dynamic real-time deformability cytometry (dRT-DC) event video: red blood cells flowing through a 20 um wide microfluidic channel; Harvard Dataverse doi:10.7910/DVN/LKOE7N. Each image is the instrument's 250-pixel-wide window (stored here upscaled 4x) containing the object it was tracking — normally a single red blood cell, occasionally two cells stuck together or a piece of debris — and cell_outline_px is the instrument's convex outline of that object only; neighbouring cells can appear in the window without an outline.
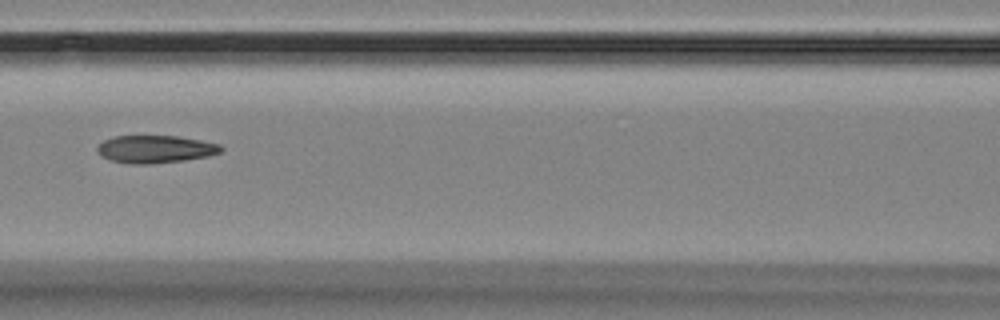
{"species": "Egyptian fruit bat (a non-hibernating species)", "species_latin": "Rousettus aegyptiacus", "temperature_condition": "room temperature", "stored_images_in_passage": 12, "camera_frame_rate_fps": 3000, "um_per_image_px": 0.085, "animal": {"sex": "female"}, "frame": {"image": 1, "passage_image": 6, "time_ms": 6.0, "image_size_px": [1000, 320], "cell_outline_px": [[224, 148], [220, 152], [208, 156], [184, 160], [152, 164], [128, 164], [112, 160], [104, 156], [96, 148], [104, 140], [116, 136], [176, 136], [200, 140], [220, 144]], "centroid_in_image_um": [13.24, 12.68], "position_along_channel_um": 153.4, "area_um2": 19.71}}
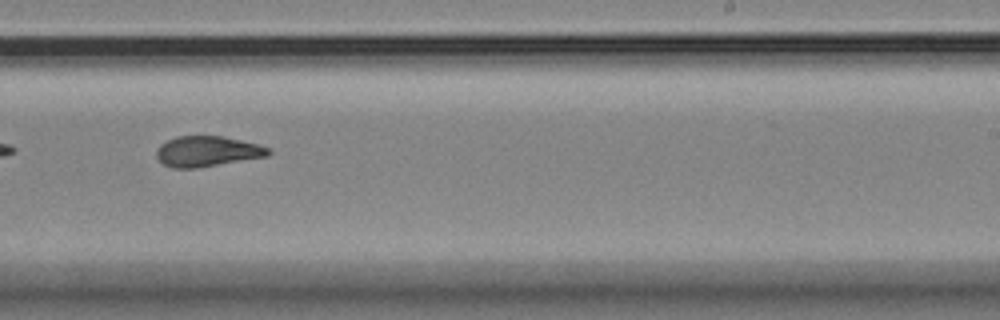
{"frame": {"image": 2, "passage_image": 9, "time_ms": 9.333, "image_size_px": [1000, 320], "cell_outline_px": [[272, 152], [268, 156], [200, 168], [172, 168], [164, 164], [156, 156], [156, 148], [160, 144], [176, 136], [224, 136], [256, 144], [268, 148]], "centroid_in_image_um": [17.6, 12.87], "position_along_channel_um": 271.4, "area_um2": 19.94}}
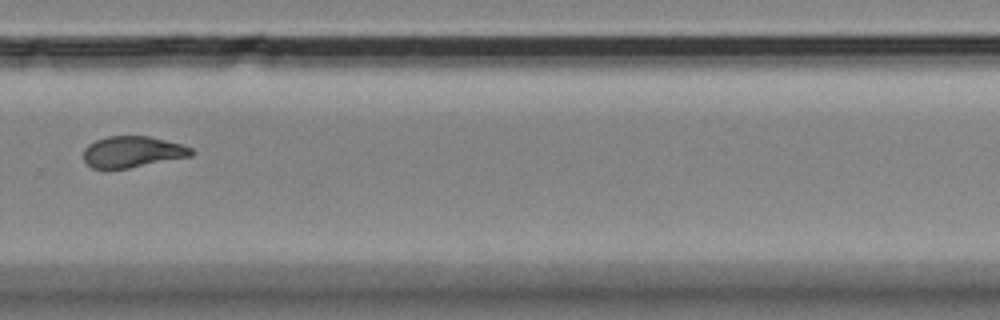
{"frame": {"image": 3, "passage_image": 10, "time_ms": 10.667, "image_size_px": [1000, 320], "cell_outline_px": [[196, 152], [192, 156], [128, 168], [92, 168], [84, 160], [84, 148], [88, 144], [96, 140], [108, 136], [148, 136], [180, 144], [192, 148]], "centroid_in_image_um": [11.27, 12.9], "position_along_channel_um": 318.5, "area_um2": 19.48}, "authors_computed_cell_mechanics": {"area_um2": 20.7502, "velocity_mm_per_s": 3.56, "shape_relaxation_time_tau1_ms": null, "shape_relaxation_time_tau2_ms": 2.075, "deformation_change_tau1": null, "deformation_change_tau2": 0.069}}